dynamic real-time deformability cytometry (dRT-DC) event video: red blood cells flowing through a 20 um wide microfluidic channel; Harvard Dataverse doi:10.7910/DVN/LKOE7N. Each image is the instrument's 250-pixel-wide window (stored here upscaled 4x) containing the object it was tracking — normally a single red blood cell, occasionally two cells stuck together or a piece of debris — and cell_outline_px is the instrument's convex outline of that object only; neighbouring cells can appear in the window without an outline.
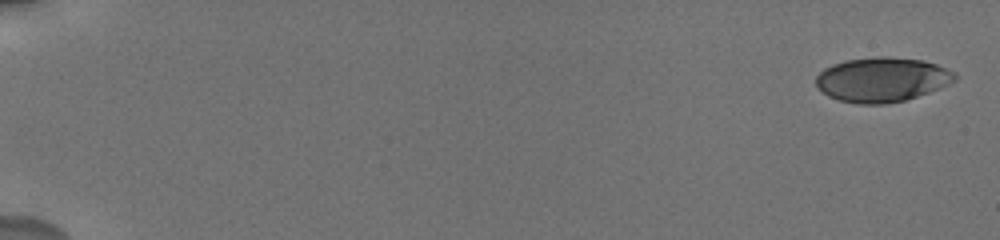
{"species": "human", "species_latin": "Homo sapiens", "temperature_condition": "cold", "stored_images_in_passage": 27, "camera_frame_rate_fps": 3000, "um_per_image_px": 0.085, "donor": {"sex": "male"}, "frame": {"image": 1, "passage_image": 1, "time_ms": 0.0, "image_size_px": [1000, 240], "cell_outline_px": [[956, 80], [940, 88], [904, 100], [884, 104], [860, 104], [840, 100], [828, 96], [816, 84], [816, 76], [824, 68], [832, 64], [848, 60], [876, 56], [888, 56], [924, 60], [936, 64], [956, 72]], "centroid_in_image_um": [74.99, 6.75], "position_along_channel_um": 10.0, "area_um2": 35.95}}
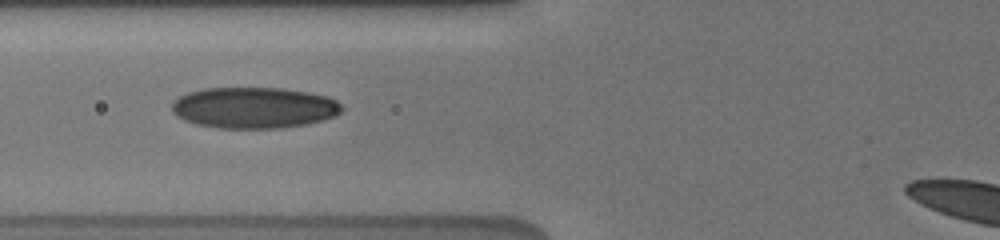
{"frame": {"image": 2, "passage_image": 12, "time_ms": 7.667, "image_size_px": [1000, 240], "cell_outline_px": [[344, 108], [340, 112], [324, 120], [308, 124], [280, 128], [220, 128], [196, 124], [184, 120], [176, 116], [172, 112], [172, 104], [180, 96], [188, 92], [204, 88], [280, 88], [308, 92], [328, 96], [336, 100]], "centroid_in_image_um": [21.59, 9.16], "position_along_channel_um": 104.2, "area_um2": 40.81}}
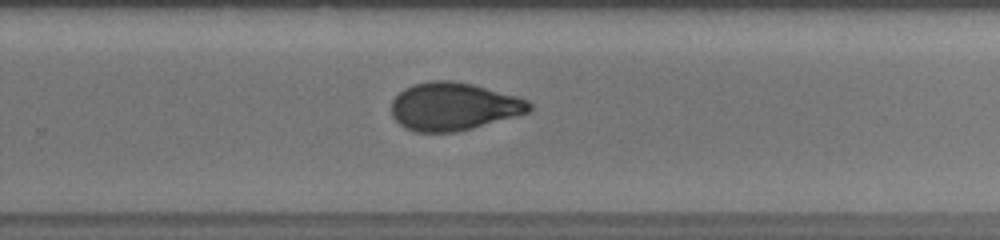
{"frame": {"image": 3, "passage_image": 25, "time_ms": 12.667, "image_size_px": [1000, 240], "cell_outline_px": [[532, 108], [528, 112], [516, 116], [472, 128], [456, 132], [416, 132], [404, 128], [392, 116], [392, 100], [404, 88], [412, 84], [432, 80], [452, 80], [472, 84], [516, 96], [528, 100], [532, 104]], "centroid_in_image_um": [38.54, 9.05], "position_along_channel_um": 291.3, "area_um2": 38.44}}